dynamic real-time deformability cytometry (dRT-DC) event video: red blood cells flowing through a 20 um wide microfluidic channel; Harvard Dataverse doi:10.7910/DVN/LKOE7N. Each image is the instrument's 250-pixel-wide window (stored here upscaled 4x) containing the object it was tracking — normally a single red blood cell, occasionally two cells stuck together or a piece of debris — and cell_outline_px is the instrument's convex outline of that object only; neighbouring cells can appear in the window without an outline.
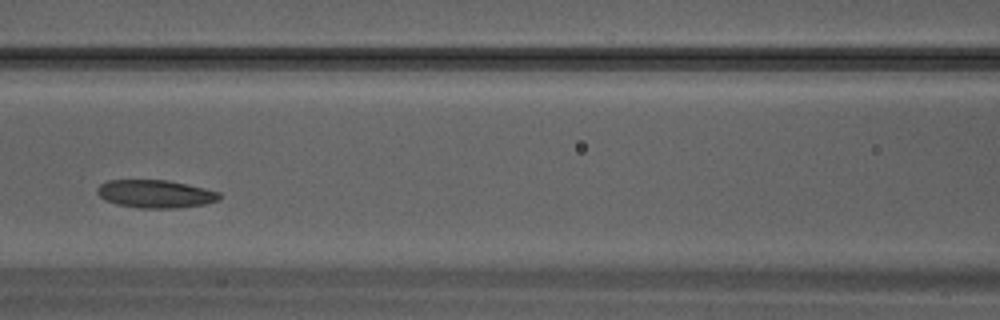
{"species": "Egyptian fruit bat (a non-hibernating species)", "species_latin": "Rousettus aegyptiacus", "temperature_condition": "warm", "stored_images_in_passage": 27, "camera_frame_rate_fps": 3000, "um_per_image_px": 0.085, "animal": {"sex": "male"}, "frame": {"image": 1, "passage_image": 8, "time_ms": 2.333, "image_size_px": [1000, 320], "cell_outline_px": [[220, 200], [204, 204], [180, 208], [136, 208], [116, 204], [104, 200], [96, 192], [96, 188], [100, 184], [108, 180], [168, 180], [204, 188], [220, 192]], "centroid_in_image_um": [13.19, 16.48], "position_along_channel_um": 153.4, "area_um2": 20.06}}
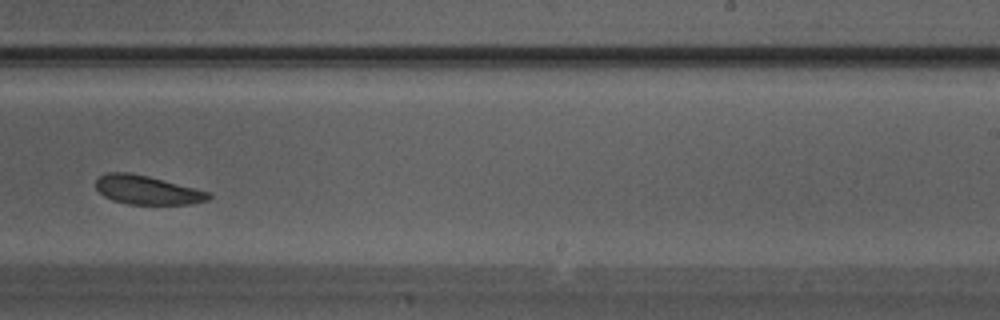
{"frame": {"image": 2, "passage_image": 14, "time_ms": 4.333, "image_size_px": [1000, 320], "cell_outline_px": [[212, 196], [208, 200], [192, 204], [128, 204], [112, 200], [104, 196], [96, 188], [96, 180], [100, 176], [108, 172], [128, 172], [148, 176], [212, 192]], "centroid_in_image_um": [12.54, 16.15], "position_along_channel_um": 276.5, "area_um2": 19.02}}
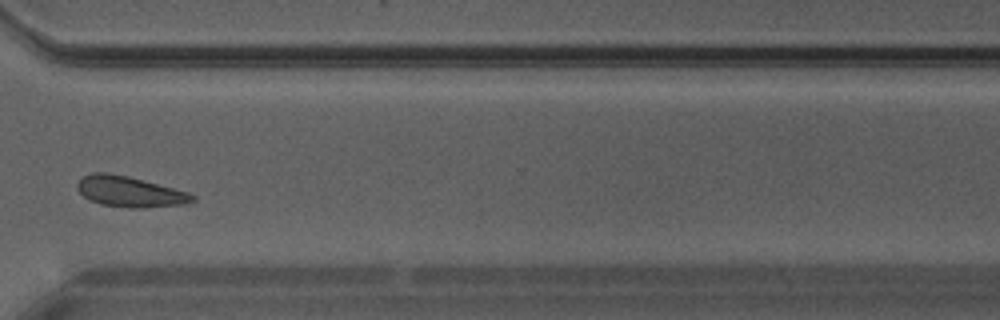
{"frame": {"image": 3, "passage_image": 18, "time_ms": 5.667, "image_size_px": [1000, 320], "cell_outline_px": [[196, 200], [184, 204], [144, 208], [132, 208], [100, 204], [88, 200], [76, 188], [76, 184], [84, 176], [92, 172], [108, 172], [128, 176], [188, 192], [196, 196]], "centroid_in_image_um": [11.01, 16.29], "position_along_channel_um": 359.6, "area_um2": 20.58}}